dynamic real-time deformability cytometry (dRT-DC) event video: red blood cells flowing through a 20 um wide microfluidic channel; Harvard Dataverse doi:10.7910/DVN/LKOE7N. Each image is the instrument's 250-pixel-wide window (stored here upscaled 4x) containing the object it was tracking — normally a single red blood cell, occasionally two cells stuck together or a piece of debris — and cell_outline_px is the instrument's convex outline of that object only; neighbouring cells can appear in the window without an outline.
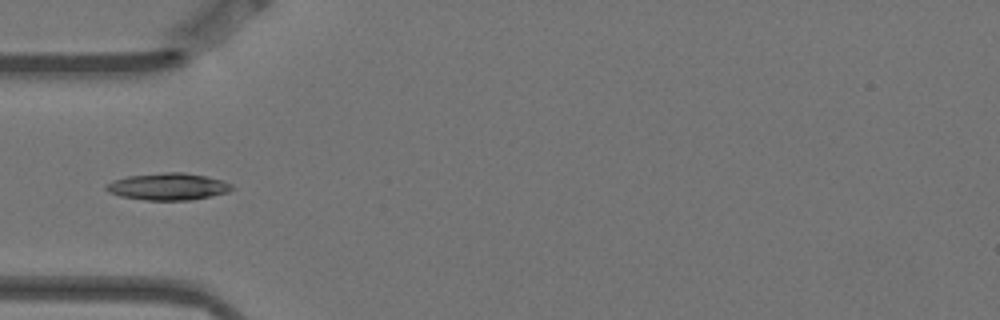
{"species": "Egyptian fruit bat (a non-hibernating species)", "species_latin": "Rousettus aegyptiacus", "temperature_condition": "warm", "stored_images_in_passage": 8, "camera_frame_rate_fps": 3000, "um_per_image_px": 0.085, "animal": {"sex": "female"}, "frame": {"image": 1, "passage_image": 5, "time_ms": 1.333, "image_size_px": [1000, 320], "cell_outline_px": [[236, 188], [228, 192], [192, 200], [144, 200], [120, 196], [108, 192], [104, 188], [104, 184], [112, 180], [128, 176], [164, 172], [184, 172], [208, 176], [224, 180], [232, 184]], "centroid_in_image_um": [14.29, 15.85], "position_along_channel_um": 70.7, "area_um2": 20.11}}
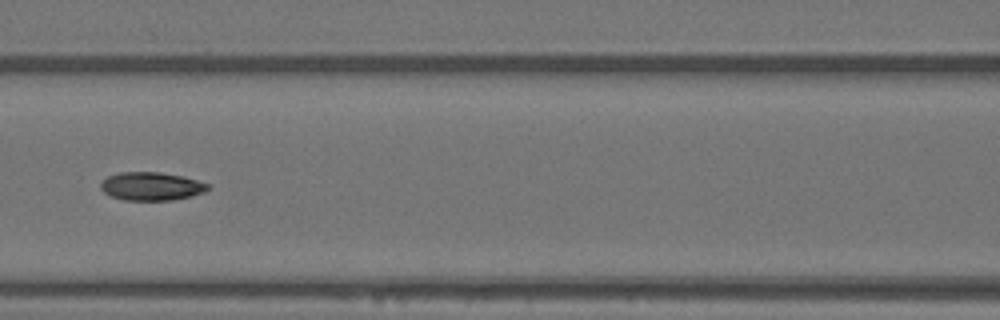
{"frame": {"image": 2, "passage_image": 7, "time_ms": 2.0, "image_size_px": [1000, 320], "cell_outline_px": [[208, 188], [204, 192], [172, 200], [124, 200], [112, 196], [104, 192], [100, 188], [100, 180], [108, 176], [120, 172], [160, 172], [184, 176], [208, 184]], "centroid_in_image_um": [12.81, 15.82], "position_along_channel_um": 153.8, "area_um2": 17.57}}
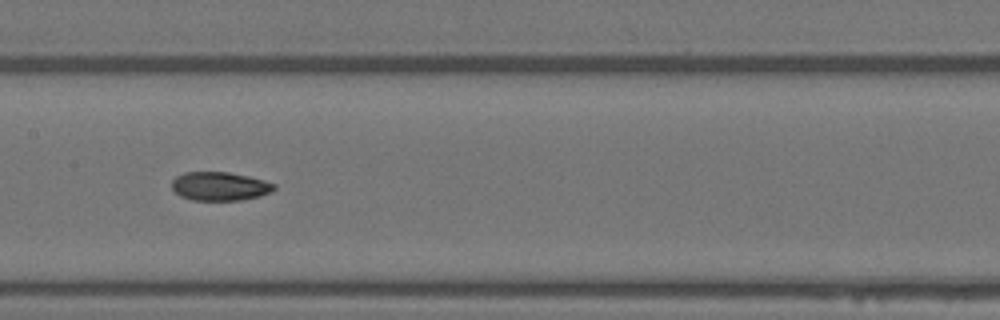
{"frame": {"image": 3, "passage_image": 8, "time_ms": 2.333, "image_size_px": [1000, 320], "cell_outline_px": [[276, 188], [272, 192], [260, 196], [240, 200], [192, 200], [180, 196], [172, 188], [172, 180], [176, 176], [184, 172], [228, 172], [248, 176], [276, 184]], "centroid_in_image_um": [18.68, 15.83], "position_along_channel_um": 188.7, "area_um2": 17.11}}